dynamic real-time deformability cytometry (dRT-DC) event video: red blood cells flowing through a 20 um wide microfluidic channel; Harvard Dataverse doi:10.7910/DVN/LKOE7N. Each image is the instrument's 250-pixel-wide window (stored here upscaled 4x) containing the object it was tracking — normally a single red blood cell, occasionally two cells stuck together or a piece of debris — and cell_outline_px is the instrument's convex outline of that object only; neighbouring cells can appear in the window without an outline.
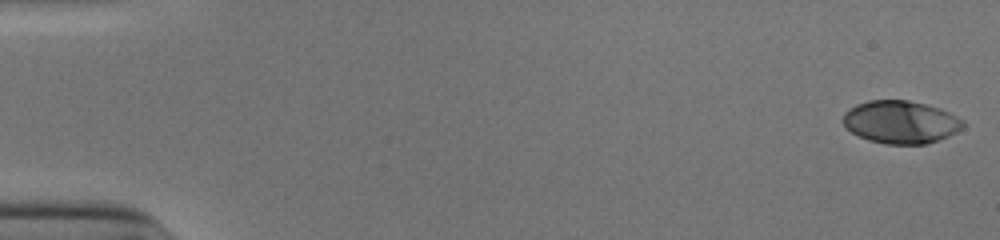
{"species": "human", "species_latin": "Homo sapiens", "temperature_condition": "cold", "stored_images_in_passage": 53, "camera_frame_rate_fps": 3000, "um_per_image_px": 0.085, "donor": {"sex": "male"}, "frame": {"image": 1, "passage_image": 1, "time_ms": 0.0, "image_size_px": [1000, 240], "cell_outline_px": [[964, 128], [948, 136], [924, 144], [884, 144], [868, 140], [852, 132], [844, 124], [844, 112], [856, 104], [868, 100], [908, 100], [940, 108], [964, 120]], "centroid_in_image_um": [76.57, 10.37], "position_along_channel_um": 8.4, "area_um2": 29.77}}
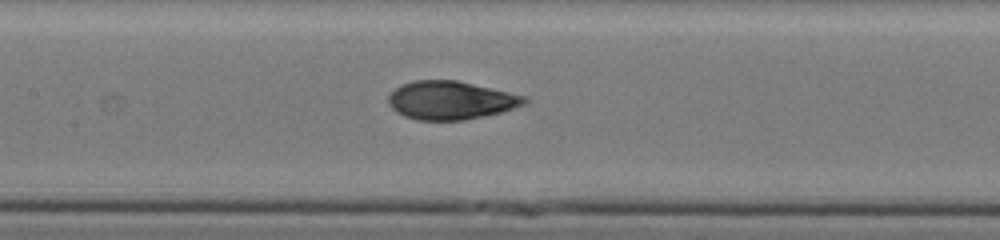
{"frame": {"image": 2, "passage_image": 26, "time_ms": 8.333, "image_size_px": [1000, 240], "cell_outline_px": [[528, 100], [524, 104], [500, 112], [464, 120], [416, 120], [404, 116], [396, 112], [388, 104], [388, 96], [396, 88], [412, 80], [456, 80], [508, 92], [524, 96]], "centroid_in_image_um": [38.26, 8.53], "position_along_channel_um": 169.1, "area_um2": 30.06}}
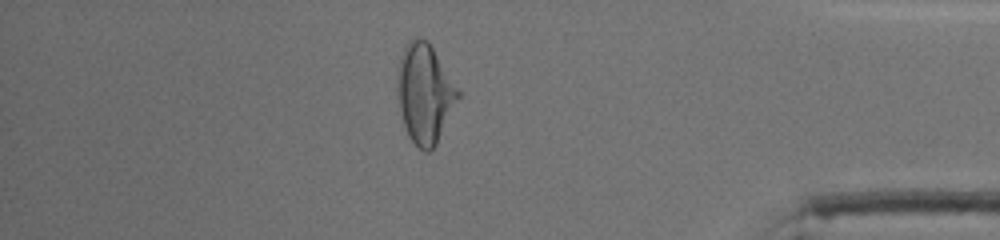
{"frame": {"image": 3, "passage_image": 46, "time_ms": 15.0, "image_size_px": [1000, 240], "cell_outline_px": [[460, 96], [436, 144], [428, 152], [424, 152], [408, 136], [404, 124], [400, 108], [396, 84], [396, 76], [400, 56], [404, 48], [416, 36], [420, 36], [428, 40], [460, 92]], "centroid_in_image_um": [36.09, 7.92], "position_along_channel_um": 399.1, "area_um2": 34.74}, "authors_computed_cell_mechanics": {"area_um2": 30.6918, "velocity_mm_per_s": 3.9141, "shape_relaxation_time_tau1_ms": 8.0796, "shape_relaxation_time_tau2_ms": 1.0333, "deformation_change_tau1": 0.2906, "deformation_change_tau2": 0.0655}}